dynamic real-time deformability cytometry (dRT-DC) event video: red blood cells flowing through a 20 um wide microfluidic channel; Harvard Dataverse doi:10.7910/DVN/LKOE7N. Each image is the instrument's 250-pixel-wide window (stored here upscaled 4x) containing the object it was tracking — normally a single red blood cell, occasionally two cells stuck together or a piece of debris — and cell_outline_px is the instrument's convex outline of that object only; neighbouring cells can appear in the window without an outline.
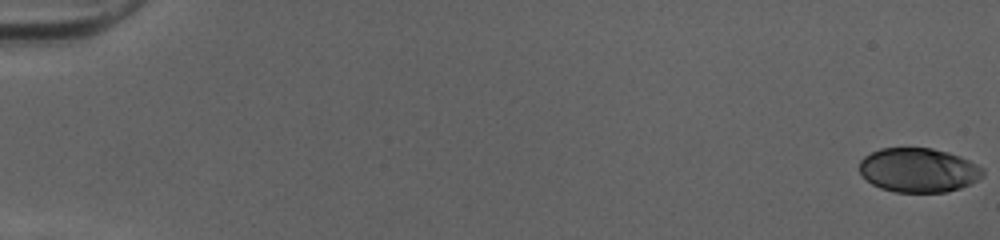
{"species": "human", "species_latin": "Homo sapiens", "temperature_condition": "cold", "stored_images_in_passage": 52, "camera_frame_rate_fps": 3000, "um_per_image_px": 0.085, "donor": {"sex": "female"}, "frame": {"image": 1, "passage_image": 1, "time_ms": 0.0, "image_size_px": [1000, 240], "cell_outline_px": [[984, 172], [976, 180], [960, 188], [944, 192], [896, 192], [880, 188], [872, 184], [860, 172], [860, 160], [864, 156], [880, 148], [932, 148], [948, 152], [960, 156], [984, 168]], "centroid_in_image_um": [78.05, 14.45], "position_along_channel_um": 6.9, "area_um2": 31.62}}
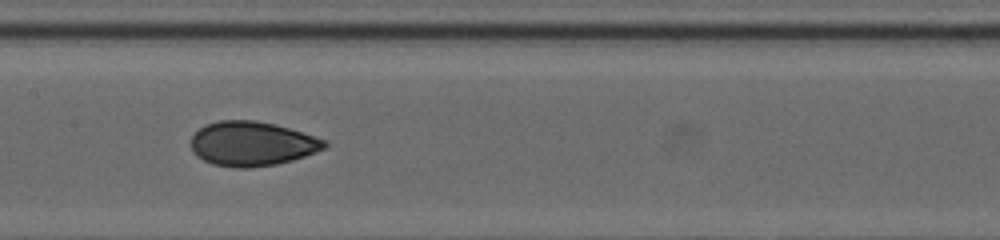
{"frame": {"image": 2, "passage_image": 28, "time_ms": 9.0, "image_size_px": [1000, 240], "cell_outline_px": [[328, 144], [324, 148], [316, 152], [292, 160], [276, 164], [248, 168], [232, 168], [212, 164], [196, 156], [192, 152], [192, 136], [200, 128], [208, 124], [220, 120], [256, 120], [288, 128], [328, 140]], "centroid_in_image_um": [21.42, 12.23], "position_along_channel_um": 186.0, "area_um2": 34.51}}
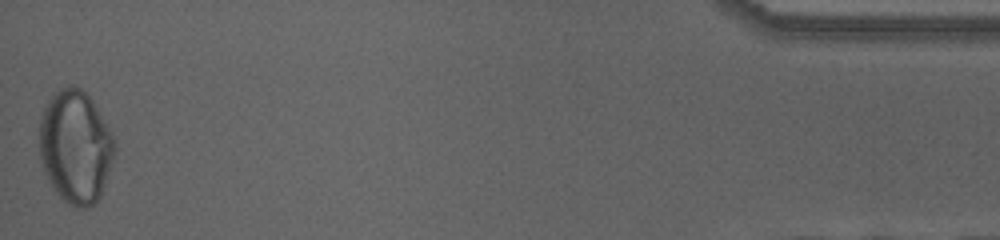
{"frame": {"image": 3, "passage_image": 52, "time_ms": 17.0, "image_size_px": [1000, 240], "cell_outline_px": [[116, 144], [112, 160], [100, 196], [88, 208], [76, 208], [68, 204], [56, 192], [48, 180], [44, 172], [40, 160], [40, 116], [48, 100], [60, 88], [68, 84], [72, 84], [80, 88], [92, 100], [108, 128]], "centroid_in_image_um": [6.39, 12.47], "position_along_channel_um": 428.8, "area_um2": 49.13}, "authors_computed_cell_mechanics": {"area_um2": 33.9575, "velocity_mm_per_s": 4.0763, "shape_relaxation_time_tau1_ms": 6.2282, "shape_relaxation_time_tau2_ms": 0.8713, "deformation_change_tau1": 0.1803, "deformation_change_tau2": 0.0402}}